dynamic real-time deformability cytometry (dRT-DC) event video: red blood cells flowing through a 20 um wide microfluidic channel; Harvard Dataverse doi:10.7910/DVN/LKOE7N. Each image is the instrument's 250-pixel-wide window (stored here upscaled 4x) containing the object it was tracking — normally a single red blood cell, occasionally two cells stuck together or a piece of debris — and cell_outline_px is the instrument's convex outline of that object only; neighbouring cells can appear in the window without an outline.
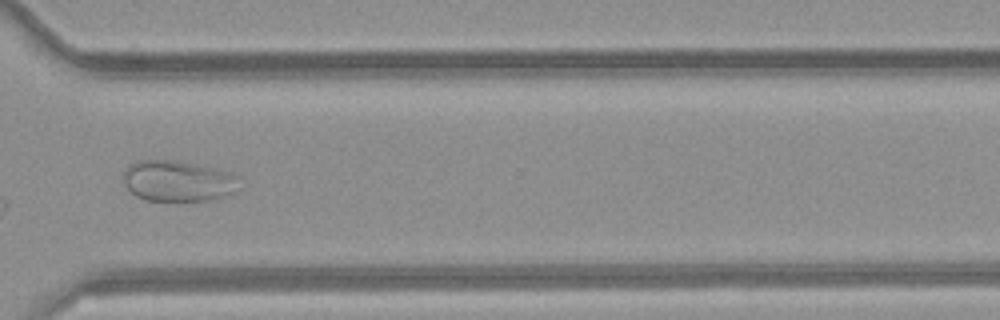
{"species": "common noctule bat (a hibernating species)", "species_latin": "Nyctalus noctula", "temperature_condition": "room temperature", "stored_images_in_passage": 32, "camera_frame_rate_fps": 3000, "um_per_image_px": 0.085, "animal": {"sex": "female", "body_mass_g": 21.9}, "frame": {"image": 1, "passage_image": 23, "time_ms": 7.333, "image_size_px": [1000, 320], "cell_outline_px": [[240, 188], [224, 196], [208, 200], [176, 204], [148, 200], [136, 196], [124, 184], [124, 172], [128, 164], [136, 160], [176, 160], [212, 168], [228, 172], [240, 176]], "centroid_in_image_um": [15.13, 15.42], "position_along_channel_um": 355.5, "area_um2": 28.44}}